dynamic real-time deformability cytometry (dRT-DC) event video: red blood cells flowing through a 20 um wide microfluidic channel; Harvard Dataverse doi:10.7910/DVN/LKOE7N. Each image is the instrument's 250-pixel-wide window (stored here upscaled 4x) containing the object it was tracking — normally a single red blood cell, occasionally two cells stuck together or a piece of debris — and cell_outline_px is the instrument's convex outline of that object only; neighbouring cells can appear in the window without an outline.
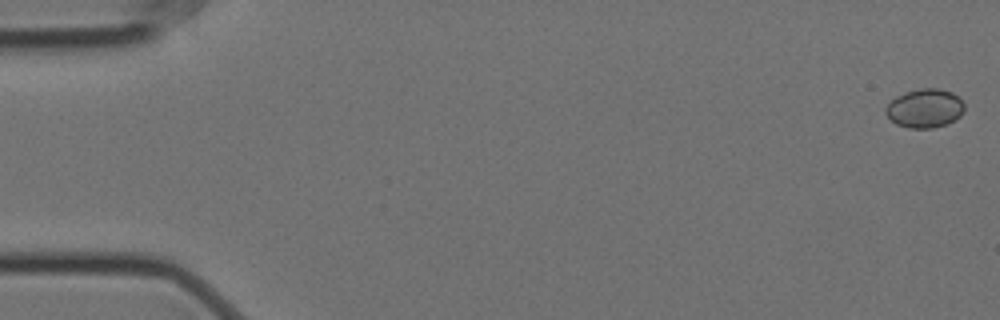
{"species": "Egyptian fruit bat (a non-hibernating species)", "species_latin": "Rousettus aegyptiacus", "temperature_condition": "cold", "stored_images_in_passage": 58, "camera_frame_rate_fps": 3000, "um_per_image_px": 0.085, "animal": {"sex": "female"}, "frame": {"image": 1, "passage_image": 1, "time_ms": 0.0, "image_size_px": [1000, 320], "cell_outline_px": [[964, 112], [956, 120], [948, 124], [932, 128], [908, 128], [896, 124], [884, 112], [884, 108], [896, 96], [904, 92], [920, 88], [936, 88], [952, 92], [964, 104]], "centroid_in_image_um": [78.6, 9.21], "position_along_channel_um": 6.4, "area_um2": 17.92}}
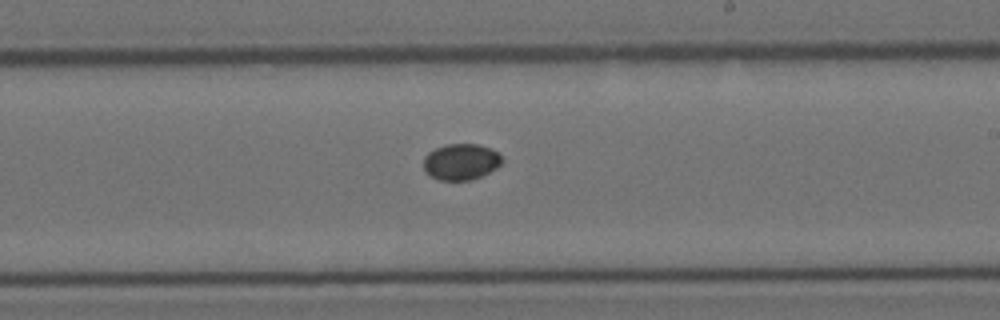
{"frame": {"image": 2, "passage_image": 34, "time_ms": 11.0, "image_size_px": [1000, 320], "cell_outline_px": [[504, 160], [496, 168], [472, 180], [440, 180], [428, 176], [424, 172], [424, 156], [428, 152], [436, 148], [448, 144], [476, 144], [488, 148], [496, 152]], "centroid_in_image_um": [39.14, 13.76], "position_along_channel_um": 249.9, "area_um2": 16.47}}
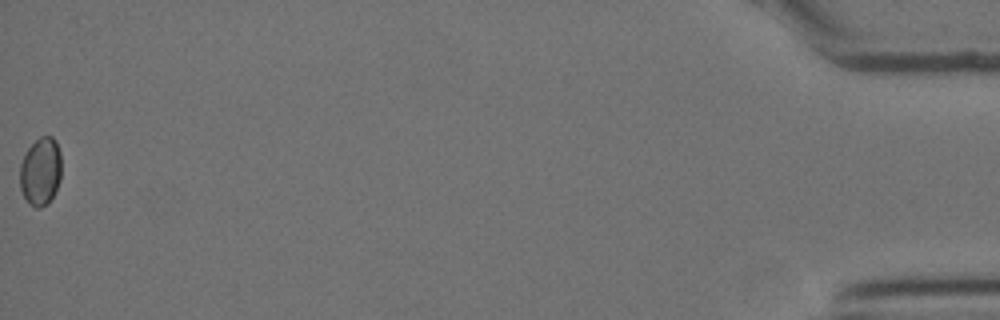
{"frame": {"image": 3, "passage_image": 58, "time_ms": 19.0, "image_size_px": [1000, 320], "cell_outline_px": [[60, 180], [52, 196], [40, 208], [36, 208], [28, 204], [20, 188], [20, 164], [28, 148], [40, 136], [52, 136], [56, 140], [60, 152]], "centroid_in_image_um": [3.43, 14.55], "position_along_channel_um": 431.8, "area_um2": 16.3}}